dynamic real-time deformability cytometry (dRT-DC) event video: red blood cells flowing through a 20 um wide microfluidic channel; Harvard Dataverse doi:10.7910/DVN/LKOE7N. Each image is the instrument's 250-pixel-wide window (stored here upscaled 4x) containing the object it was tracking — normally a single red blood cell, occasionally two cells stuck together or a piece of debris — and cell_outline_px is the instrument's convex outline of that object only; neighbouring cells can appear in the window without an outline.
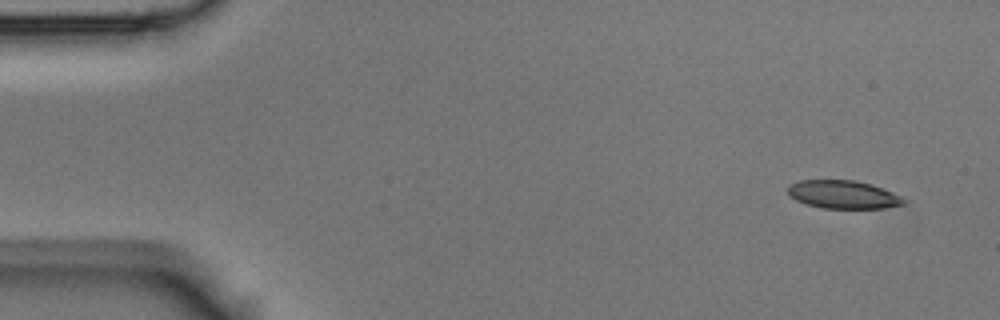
{"species": "Egyptian fruit bat (a non-hibernating species)", "species_latin": "Rousettus aegyptiacus", "temperature_condition": "room temperature", "stored_images_in_passage": 7, "camera_frame_rate_fps": 3000, "um_per_image_px": 0.085, "animal": {"sex": "male"}, "frame": {"image": 1, "passage_image": 1, "time_ms": 0.0, "image_size_px": [1000, 320], "cell_outline_px": [[908, 200], [904, 204], [884, 208], [824, 208], [808, 204], [796, 200], [788, 196], [788, 188], [792, 184], [800, 180], [856, 180], [872, 184], [884, 188]], "centroid_in_image_um": [71.7, 16.53], "position_along_channel_um": 13.3, "area_um2": 19.02}}
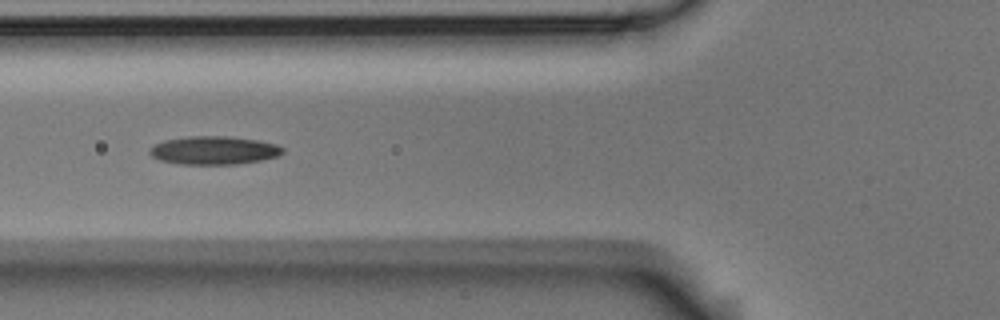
{"frame": {"image": 2, "passage_image": 6, "time_ms": 1.667, "image_size_px": [1000, 320], "cell_outline_px": [[284, 152], [276, 156], [260, 160], [236, 164], [180, 164], [160, 160], [152, 156], [148, 152], [148, 148], [164, 140], [188, 136], [228, 136], [256, 140], [276, 144], [284, 148]], "centroid_in_image_um": [18.15, 12.77], "position_along_channel_um": 107.6, "area_um2": 21.85}}
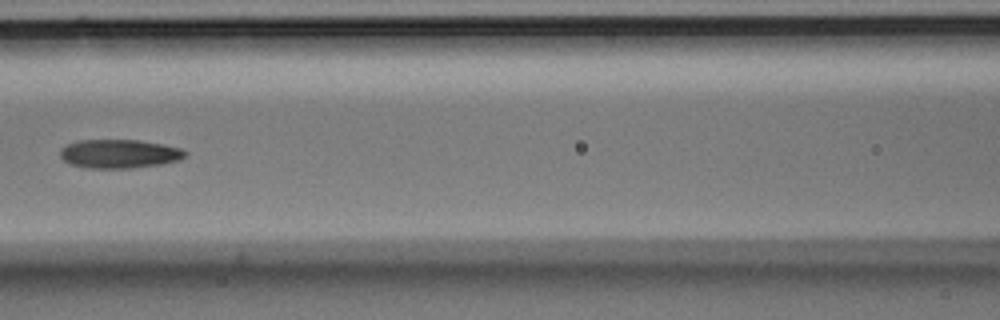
{"frame": {"image": 3, "passage_image": 7, "time_ms": 2.0, "image_size_px": [1000, 320], "cell_outline_px": [[188, 152], [180, 160], [160, 164], [132, 168], [84, 168], [72, 164], [64, 160], [60, 156], [60, 148], [76, 140], [140, 140], [164, 144], [180, 148]], "centroid_in_image_um": [10.13, 13.07], "position_along_channel_um": 156.5, "area_um2": 21.04}}